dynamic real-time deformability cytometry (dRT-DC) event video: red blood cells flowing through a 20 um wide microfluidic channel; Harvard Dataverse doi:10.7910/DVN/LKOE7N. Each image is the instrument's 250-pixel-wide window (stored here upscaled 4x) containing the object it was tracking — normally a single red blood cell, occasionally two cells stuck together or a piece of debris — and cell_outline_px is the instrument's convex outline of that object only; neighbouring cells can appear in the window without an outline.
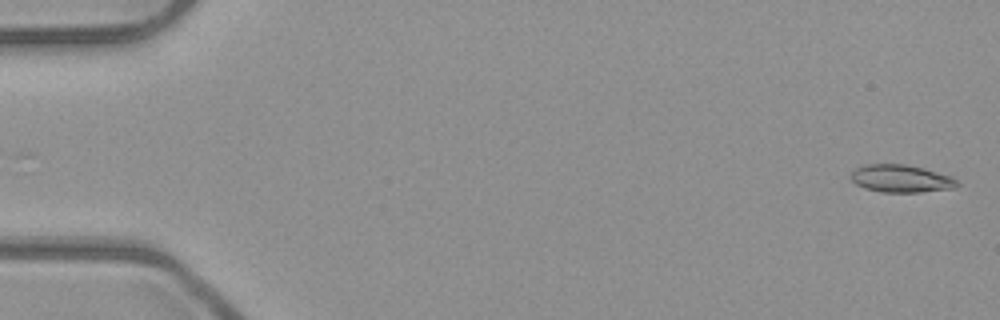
{"species": "common noctule bat (a hibernating species)", "species_latin": "Nyctalus noctula", "temperature_condition": "room temperature", "stored_images_in_passage": 5, "segment_of_instrument_passage": [2, 2], "camera_frame_rate_fps": 3000, "um_per_image_px": 0.085, "animal": {"sex": "male", "body_mass_g": 23.1, "forearm_length_mm": 52.7}, "frame": {"image": 1, "passage_image": 5, "time_ms": 1.333, "image_size_px": [1000, 320], "cell_outline_px": [[960, 184], [956, 188], [920, 192], [880, 192], [864, 188], [856, 184], [848, 176], [856, 168], [864, 164], [908, 164], [924, 168], [952, 176]], "centroid_in_image_um": [76.59, 15.18], "position_along_channel_um": 8.4, "area_um2": 17.34}}